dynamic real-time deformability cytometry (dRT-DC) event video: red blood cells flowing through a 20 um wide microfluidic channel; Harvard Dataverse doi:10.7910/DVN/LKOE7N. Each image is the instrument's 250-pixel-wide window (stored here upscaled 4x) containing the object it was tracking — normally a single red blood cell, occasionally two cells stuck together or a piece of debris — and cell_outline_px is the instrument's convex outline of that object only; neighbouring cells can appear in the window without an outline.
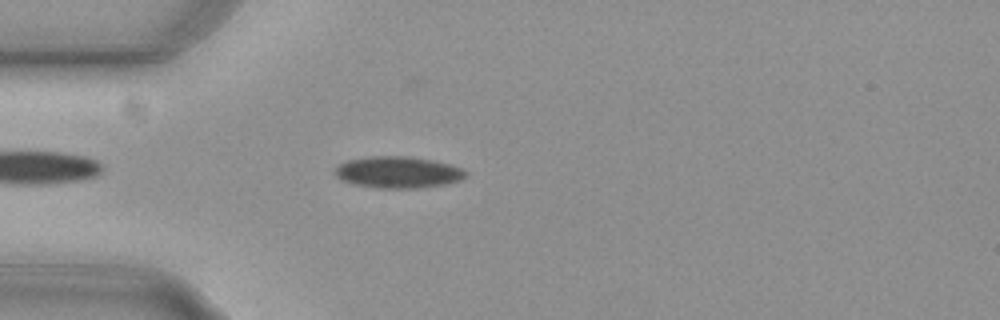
{"species": "common noctule bat (a hibernating species)", "species_latin": "Nyctalus noctula", "temperature_condition": "cold", "stored_images_in_passage": 45, "camera_frame_rate_fps": 3000, "um_per_image_px": 0.085, "animal": {"sex": "female", "body_mass_g": 29.2, "forearm_length_mm": 56.3}, "frame": {"image": 1, "passage_image": 5, "time_ms": 1.333, "image_size_px": [1000, 320], "cell_outline_px": [[468, 176], [460, 180], [444, 184], [416, 188], [376, 188], [352, 184], [336, 176], [336, 168], [340, 164], [348, 160], [372, 156], [408, 156], [432, 160], [452, 164], [464, 168], [468, 172]], "centroid_in_image_um": [33.89, 14.64], "position_along_channel_um": 51.1, "area_um2": 24.1}}
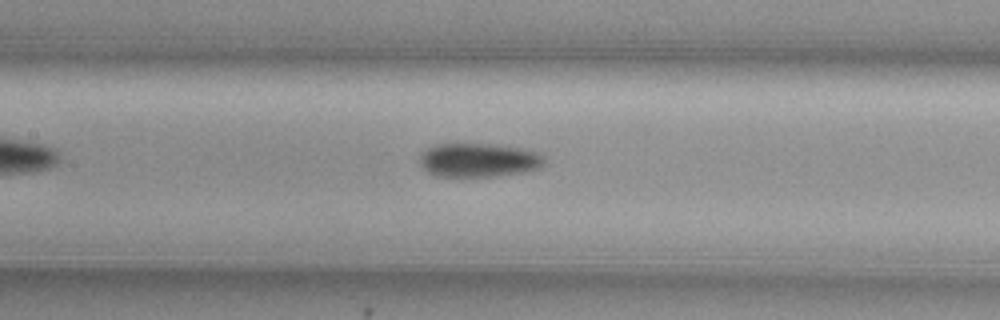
{"frame": {"image": 2, "passage_image": 15, "time_ms": 4.667, "image_size_px": [1000, 320], "cell_outline_px": [[544, 164], [540, 168], [524, 172], [496, 176], [436, 176], [428, 172], [420, 164], [420, 156], [428, 148], [436, 144], [492, 144], [524, 148], [536, 152], [544, 156]], "centroid_in_image_um": [40.72, 13.61], "position_along_channel_um": 166.7, "area_um2": 24.57}}
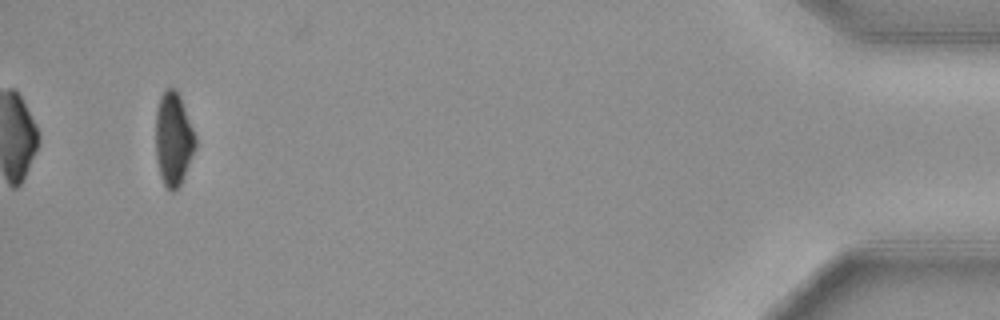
{"frame": {"image": 3, "passage_image": 42, "time_ms": 13.667, "image_size_px": [1000, 320], "cell_outline_px": [[196, 148], [184, 176], [180, 184], [172, 192], [164, 184], [160, 176], [156, 156], [156, 112], [160, 96], [168, 88], [172, 88], [176, 92], [180, 100], [196, 136]], "centroid_in_image_um": [14.73, 11.86], "position_along_channel_um": 420.5, "area_um2": 21.1}, "authors_computed_cell_mechanics": {"area_um2": 24.1026, "velocity_mm_per_s": 3.755, "shape_relaxation_time_tau1_ms": 4.9288, "shape_relaxation_time_tau2_ms": null, "deformation_change_tau1": 0.12, "deformation_change_tau2": null}}